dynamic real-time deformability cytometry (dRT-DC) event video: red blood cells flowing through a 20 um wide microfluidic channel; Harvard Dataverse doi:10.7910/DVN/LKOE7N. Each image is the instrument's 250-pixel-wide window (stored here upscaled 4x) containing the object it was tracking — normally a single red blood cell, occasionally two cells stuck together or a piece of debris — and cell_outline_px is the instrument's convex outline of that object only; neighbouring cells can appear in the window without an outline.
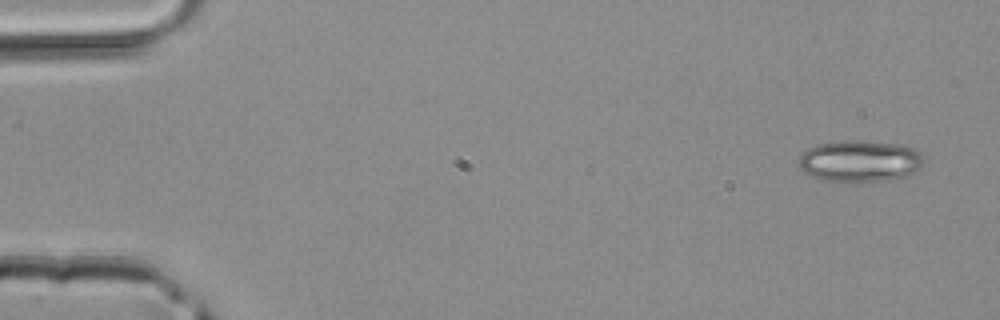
{"species": "common noctule bat (a hibernating species)", "species_latin": "Nyctalus noctula", "temperature_condition": "room temperature", "stored_images_in_passage": 4, "camera_frame_rate_fps": 3000, "um_per_image_px": 0.085, "animal": {"sex": "male", "body_mass_g": 20.4}, "frame": {"image": 1, "passage_image": 1, "time_ms": 0.0, "image_size_px": [1000, 320], "cell_outline_px": [[924, 164], [920, 168], [908, 176], [860, 184], [840, 184], [820, 180], [804, 172], [800, 168], [800, 152], [816, 144], [844, 140], [856, 140], [896, 144], [916, 148], [924, 156]], "centroid_in_image_um": [73.08, 13.73], "position_along_channel_um": 11.9, "area_um2": 31.39}}